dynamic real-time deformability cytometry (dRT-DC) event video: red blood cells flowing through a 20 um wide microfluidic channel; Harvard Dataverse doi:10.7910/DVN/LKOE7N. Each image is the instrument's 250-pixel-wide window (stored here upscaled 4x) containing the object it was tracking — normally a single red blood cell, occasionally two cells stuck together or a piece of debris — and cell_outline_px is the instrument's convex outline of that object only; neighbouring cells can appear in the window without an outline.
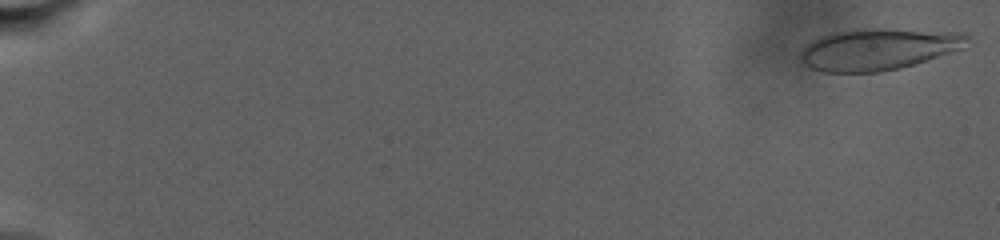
{"species": "human", "species_latin": "Homo sapiens", "temperature_condition": "warm", "stored_images_in_passage": 56, "camera_frame_rate_fps": 3000, "um_per_image_px": 0.085, "donor": {"sex": "male"}, "frame": {"image": 1, "passage_image": 1, "time_ms": 0.0, "image_size_px": [1000, 240], "cell_outline_px": [[968, 40], [960, 48], [900, 68], [880, 72], [824, 72], [812, 68], [804, 64], [800, 60], [800, 56], [804, 48], [812, 40], [820, 36], [832, 32], [856, 28], [876, 28], [968, 32]], "centroid_in_image_um": [74.61, 4.16], "position_along_channel_um": 10.4, "area_um2": 40.23}}
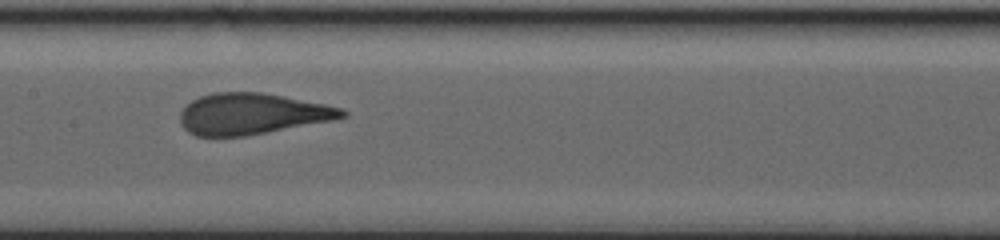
{"frame": {"image": 2, "passage_image": 32, "time_ms": 16.0, "image_size_px": [1000, 240], "cell_outline_px": [[348, 116], [332, 120], [244, 136], [196, 136], [188, 132], [180, 124], [180, 112], [192, 100], [200, 96], [212, 92], [260, 92], [284, 96], [324, 104], [340, 108], [348, 112]], "centroid_in_image_um": [21.39, 9.67], "position_along_channel_um": 186.0, "area_um2": 38.61}}
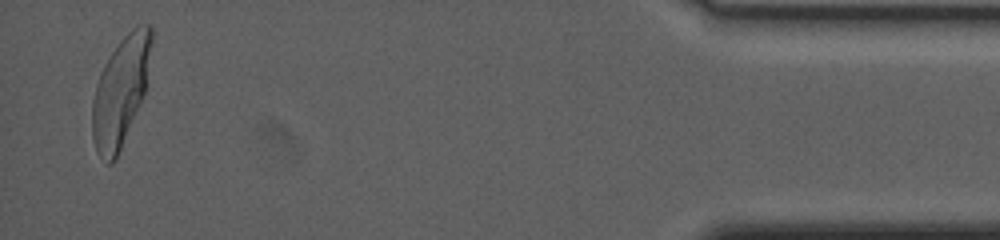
{"frame": {"image": 3, "passage_image": 55, "time_ms": 28.667, "image_size_px": [1000, 240], "cell_outline_px": [[152, 40], [144, 92], [120, 148], [112, 164], [108, 164], [96, 152], [92, 136], [92, 100], [96, 84], [100, 72], [104, 64], [120, 40], [132, 28], [140, 24], [152, 24]], "centroid_in_image_um": [10.22, 7.73], "position_along_channel_um": 425.0, "area_um2": 36.82}, "authors_computed_cell_mechanics": {"area_um2": 38.9572, "velocity_mm_per_s": 2.4096, "shape_relaxation_time_tau1_ms": 9.2588, "shape_relaxation_time_tau2_ms": null, "deformation_change_tau1": 0.2606, "deformation_change_tau2": null}}